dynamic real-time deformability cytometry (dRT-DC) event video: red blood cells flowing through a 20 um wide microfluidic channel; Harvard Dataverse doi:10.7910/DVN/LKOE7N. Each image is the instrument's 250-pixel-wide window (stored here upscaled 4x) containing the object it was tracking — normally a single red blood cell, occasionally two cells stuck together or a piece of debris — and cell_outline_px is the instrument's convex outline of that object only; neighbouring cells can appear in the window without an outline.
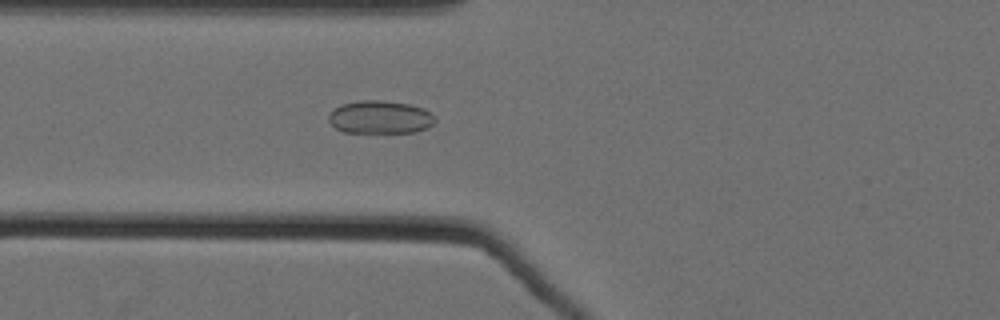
{"species": "Egyptian fruit bat (a non-hibernating species)", "species_latin": "Rousettus aegyptiacus", "temperature_condition": "cold", "stored_images_in_passage": 61, "camera_frame_rate_fps": 3000, "um_per_image_px": 0.085, "animal": {"sex": "female"}, "frame": {"image": 1, "passage_image": 27, "time_ms": 8.667, "image_size_px": [1000, 320], "cell_outline_px": [[436, 120], [428, 128], [416, 132], [344, 132], [336, 128], [328, 120], [328, 116], [332, 108], [340, 104], [360, 100], [384, 100], [408, 104], [424, 108], [436, 116]], "centroid_in_image_um": [32.31, 9.95], "position_along_channel_um": 93.5, "area_um2": 20.69}}
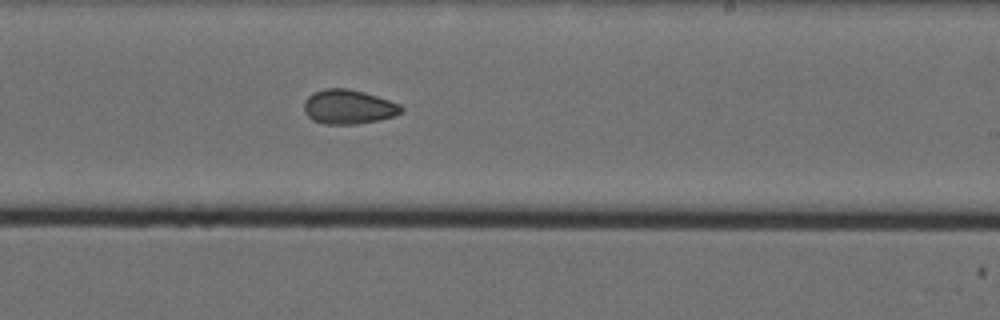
{"frame": {"image": 2, "passage_image": 41, "time_ms": 13.333, "image_size_px": [1000, 320], "cell_outline_px": [[404, 112], [380, 120], [356, 124], [324, 124], [312, 120], [304, 112], [304, 100], [312, 92], [324, 88], [348, 88], [364, 92], [400, 104], [404, 108]], "centroid_in_image_um": [29.6, 9.08], "position_along_channel_um": 259.4, "area_um2": 19.65}}
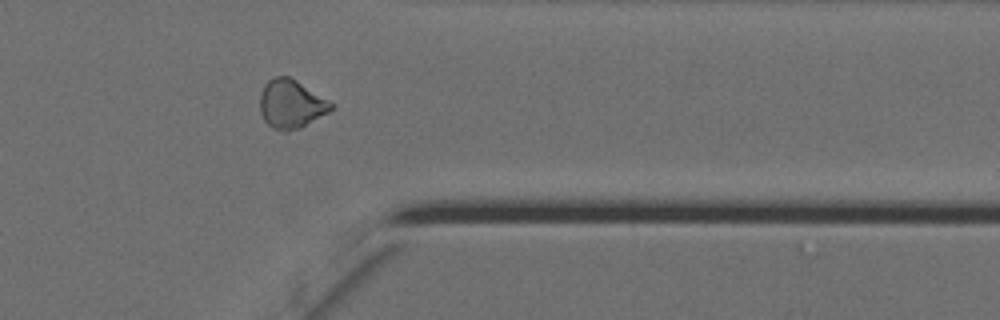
{"frame": {"image": 3, "passage_image": 52, "time_ms": 17.0, "image_size_px": [1000, 320], "cell_outline_px": [[336, 104], [328, 112], [300, 128], [288, 132], [284, 132], [272, 128], [264, 120], [260, 112], [260, 96], [264, 84], [268, 80], [276, 76], [288, 76], [296, 80]], "centroid_in_image_um": [24.74, 8.85], "position_along_channel_um": 386.7, "area_um2": 20.23}, "authors_computed_cell_mechanics": {"area_um2": 20.1722, "velocity_mm_per_s": 3.5311, "shape_relaxation_time_tau1_ms": null, "shape_relaxation_time_tau2_ms": 3.5409, "deformation_change_tau1": null, "deformation_change_tau2": 0.0601}}